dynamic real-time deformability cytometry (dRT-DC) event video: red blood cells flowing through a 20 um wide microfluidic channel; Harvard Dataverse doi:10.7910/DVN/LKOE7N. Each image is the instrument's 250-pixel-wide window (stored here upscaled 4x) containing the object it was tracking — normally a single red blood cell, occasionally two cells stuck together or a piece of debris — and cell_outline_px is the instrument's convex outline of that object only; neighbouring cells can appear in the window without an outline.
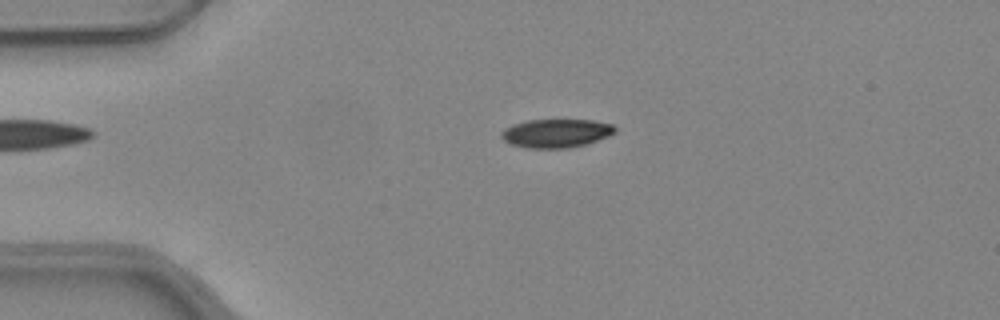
{"species": "common noctule bat (a hibernating species)", "species_latin": "Nyctalus noctula", "temperature_condition": "warm", "stored_images_in_passage": 52, "camera_frame_rate_fps": 3000, "um_per_image_px": 0.085, "animal": {"sex": "female", "body_mass_g": 24.6, "forearm_length_mm": 56.2}, "frame": {"image": 1, "passage_image": 12, "time_ms": 3.667, "image_size_px": [1000, 320], "cell_outline_px": [[616, 132], [608, 136], [588, 144], [568, 148], [528, 148], [512, 144], [504, 140], [500, 136], [500, 132], [504, 128], [512, 124], [528, 120], [592, 120], [612, 124], [616, 128]], "centroid_in_image_um": [47.27, 11.32], "position_along_channel_um": 37.7, "area_um2": 19.02}}
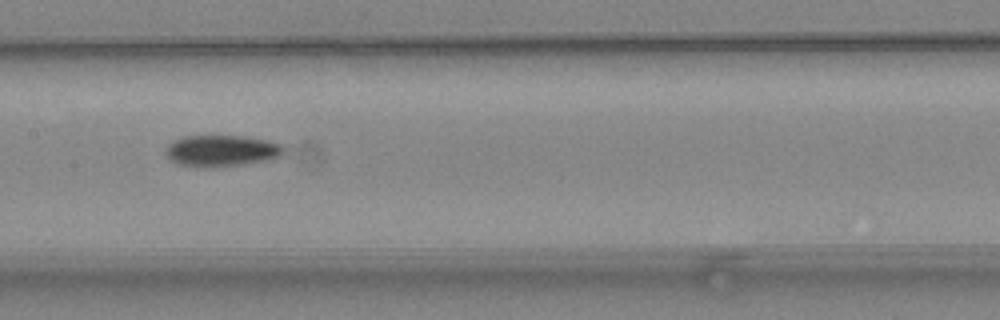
{"frame": {"image": 2, "passage_image": 26, "time_ms": 8.333, "image_size_px": [1000, 320], "cell_outline_px": [[284, 152], [280, 156], [264, 160], [244, 164], [216, 168], [212, 168], [180, 164], [168, 160], [164, 152], [168, 144], [172, 140], [184, 136], [240, 136], [264, 140], [280, 144], [284, 148]], "centroid_in_image_um": [18.75, 12.82], "position_along_channel_um": 188.6, "area_um2": 21.56}}
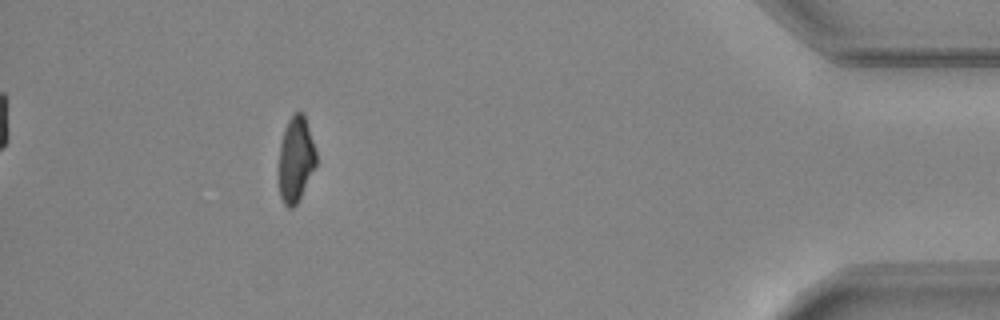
{"frame": {"image": 3, "passage_image": 47, "time_ms": 15.333, "image_size_px": [1000, 320], "cell_outline_px": [[316, 164], [296, 204], [292, 208], [288, 208], [284, 204], [280, 196], [276, 172], [280, 144], [284, 128], [288, 120], [296, 112], [304, 112], [316, 152]], "centroid_in_image_um": [25.09, 13.54], "position_along_channel_um": 410.1, "area_um2": 18.9}, "authors_computed_cell_mechanics": {"area_um2": 19.8254, "velocity_mm_per_s": 3.9968, "shape_relaxation_time_tau1_ms": 6.1868, "shape_relaxation_time_tau2_ms": null, "deformation_change_tau1": 0.1614, "deformation_change_tau2": null}}